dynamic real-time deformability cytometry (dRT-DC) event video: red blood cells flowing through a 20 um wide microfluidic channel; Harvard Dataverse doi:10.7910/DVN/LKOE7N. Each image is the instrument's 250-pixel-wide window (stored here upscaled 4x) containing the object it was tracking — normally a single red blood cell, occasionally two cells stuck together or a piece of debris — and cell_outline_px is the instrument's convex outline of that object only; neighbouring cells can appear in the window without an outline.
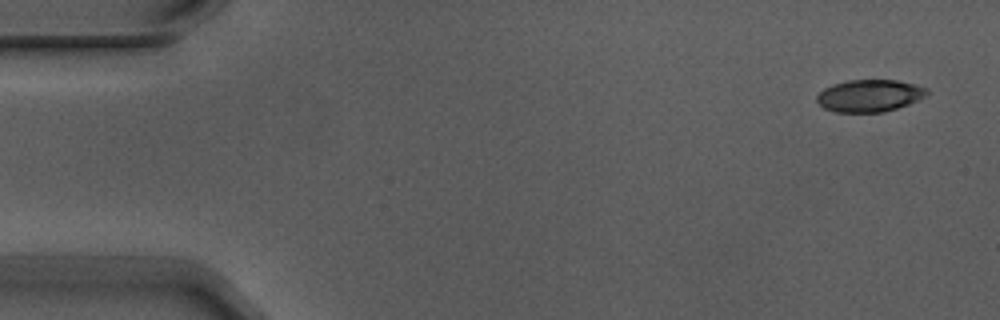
{"species": "Egyptian fruit bat (a non-hibernating species)", "species_latin": "Rousettus aegyptiacus", "temperature_condition": "warm", "stored_images_in_passage": 6, "segment_of_instrument_passage": [2, 2], "camera_frame_rate_fps": 3000, "um_per_image_px": 0.085, "animal": {"sex": "male"}, "frame": {"image": 1, "passage_image": 6, "time_ms": 1.667, "image_size_px": [1000, 320], "cell_outline_px": [[928, 92], [924, 96], [908, 104], [884, 112], [836, 112], [824, 108], [816, 100], [816, 96], [824, 88], [832, 84], [848, 80], [896, 80], [916, 84], [928, 88]], "centroid_in_image_um": [73.89, 8.12], "position_along_channel_um": 11.1, "area_um2": 20.58}}